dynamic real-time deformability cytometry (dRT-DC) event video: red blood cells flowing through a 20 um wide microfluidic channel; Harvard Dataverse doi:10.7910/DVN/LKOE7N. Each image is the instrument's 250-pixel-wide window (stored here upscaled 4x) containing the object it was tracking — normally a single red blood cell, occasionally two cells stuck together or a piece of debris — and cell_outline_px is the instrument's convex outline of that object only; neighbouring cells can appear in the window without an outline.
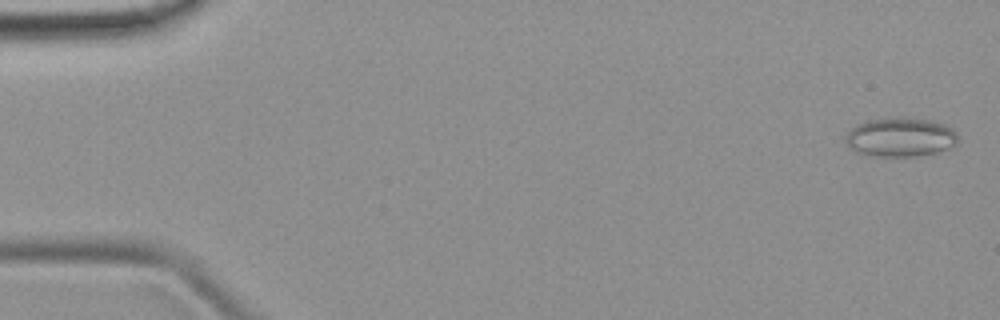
{"species": "common noctule bat (a hibernating species)", "species_latin": "Nyctalus noctula", "temperature_condition": "room temperature", "stored_images_in_passage": 6, "camera_frame_rate_fps": 3000, "um_per_image_px": 0.085, "animal": {"sex": "female", "body_mass_g": 19.9}, "frame": {"image": 1, "passage_image": 1, "time_ms": 0.0, "image_size_px": [1000, 320], "cell_outline_px": [[956, 144], [948, 148], [936, 152], [916, 156], [872, 156], [856, 152], [844, 140], [844, 136], [856, 124], [868, 120], [896, 116], [904, 116], [928, 120], [944, 124], [952, 128], [956, 132]], "centroid_in_image_um": [76.5, 11.64], "position_along_channel_um": 8.5, "area_um2": 25.72}}
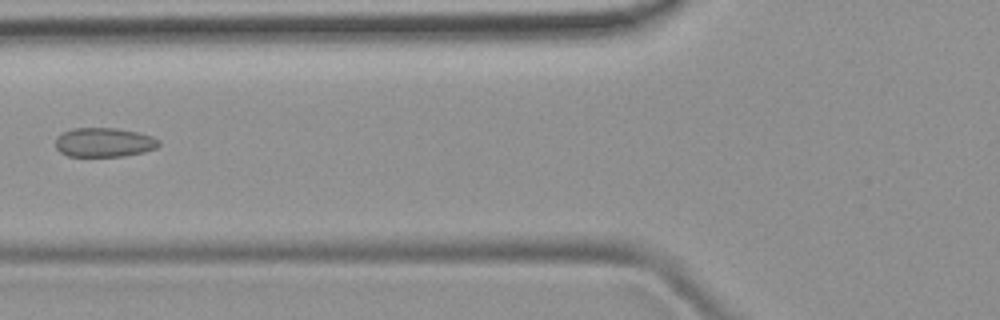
{"frame": {"image": 2, "passage_image": 6, "time_ms": 6.0, "image_size_px": [1000, 320], "cell_outline_px": [[160, 144], [156, 148], [144, 152], [124, 156], [68, 156], [60, 152], [56, 148], [56, 136], [72, 128], [116, 128], [136, 132], [152, 136], [160, 140]], "centroid_in_image_um": [8.85, 12.1], "position_along_channel_um": 117.0, "area_um2": 17.63}}